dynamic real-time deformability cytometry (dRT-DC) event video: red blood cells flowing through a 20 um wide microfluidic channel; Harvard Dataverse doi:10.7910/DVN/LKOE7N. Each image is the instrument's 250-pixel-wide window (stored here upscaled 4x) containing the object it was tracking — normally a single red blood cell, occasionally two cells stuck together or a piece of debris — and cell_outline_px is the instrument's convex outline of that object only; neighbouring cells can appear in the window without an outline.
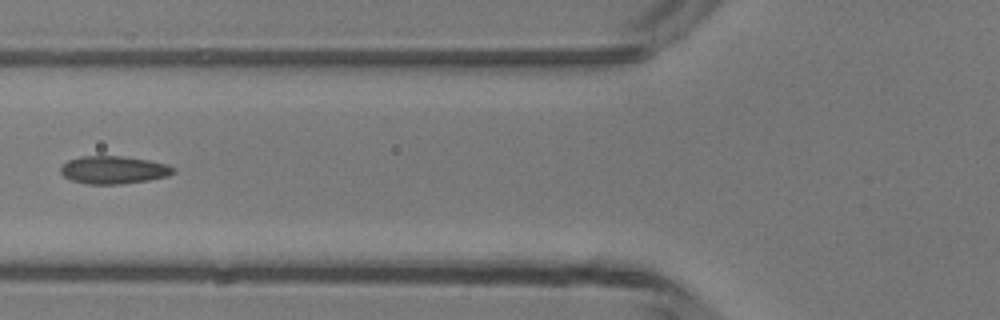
{"species": "common noctule bat (a hibernating species)", "species_latin": "Nyctalus noctula", "temperature_condition": "room temperature", "stored_images_in_passage": 5, "camera_frame_rate_fps": 3000, "um_per_image_px": 0.085, "animal": {"sex": "male", "body_mass_g": 13.3}, "frame": {"image": 1, "passage_image": 5, "time_ms": 5.0, "image_size_px": [1000, 320], "cell_outline_px": [[176, 172], [168, 176], [148, 180], [120, 184], [84, 184], [72, 180], [64, 176], [60, 172], [60, 168], [68, 160], [80, 156], [124, 156], [148, 160], [168, 164], [176, 168]], "centroid_in_image_um": [9.68, 14.44], "position_along_channel_um": 116.1, "area_um2": 18.38}}